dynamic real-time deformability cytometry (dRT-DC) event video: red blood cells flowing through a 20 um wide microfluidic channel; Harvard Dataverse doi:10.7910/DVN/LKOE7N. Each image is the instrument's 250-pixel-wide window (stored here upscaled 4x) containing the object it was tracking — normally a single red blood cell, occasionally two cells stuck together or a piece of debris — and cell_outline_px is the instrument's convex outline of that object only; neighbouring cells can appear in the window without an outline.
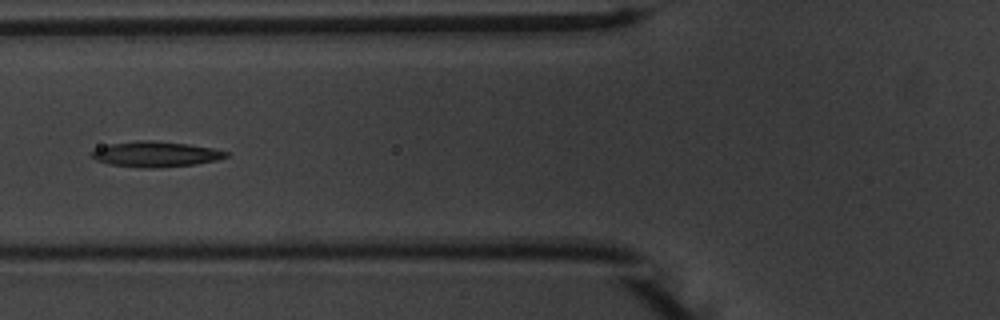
{"species": "common noctule bat (a hibernating species)", "species_latin": "Nyctalus noctula", "temperature_condition": "warm", "stored_images_in_passage": 53, "camera_frame_rate_fps": 3000, "um_per_image_px": 0.085, "animal": {"sex": "male", "body_mass_g": 20.1, "forearm_length_mm": 53.5}, "frame": {"image": 1, "passage_image": 20, "time_ms": 6.333, "image_size_px": [1000, 320], "cell_outline_px": [[228, 156], [216, 160], [196, 164], [160, 168], [140, 168], [108, 164], [96, 160], [88, 156], [96, 148], [108, 144], [136, 140], [152, 140], [188, 144], [212, 148], [228, 152]], "centroid_in_image_um": [13.17, 13.11], "position_along_channel_um": 112.6, "area_um2": 20.17}}
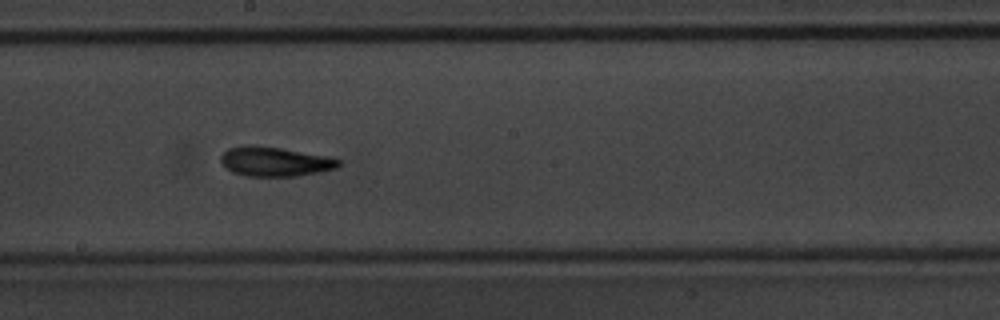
{"frame": {"image": 2, "passage_image": 29, "time_ms": 9.333, "image_size_px": [1000, 320], "cell_outline_px": [[340, 164], [336, 168], [320, 172], [296, 176], [244, 176], [232, 172], [220, 160], [220, 156], [228, 148], [252, 144], [256, 144], [328, 156], [340, 160]], "centroid_in_image_um": [23.36, 13.73], "position_along_channel_um": 224.8, "area_um2": 20.23}}
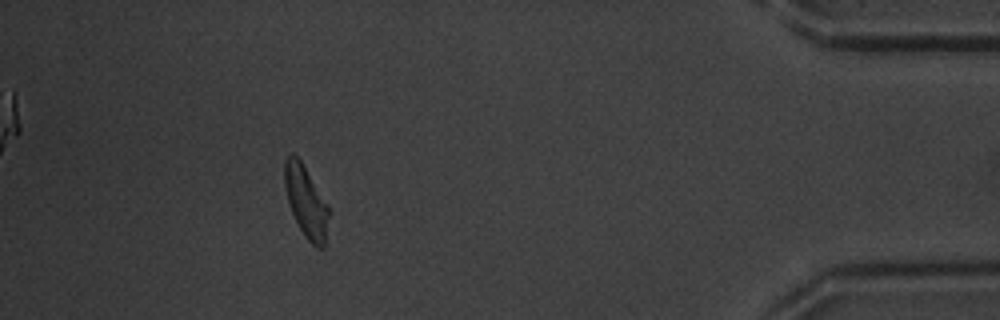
{"frame": {"image": 3, "passage_image": 48, "time_ms": 15.667, "image_size_px": [1000, 320], "cell_outline_px": [[328, 216], [324, 248], [316, 248], [304, 236], [292, 212], [288, 200], [284, 184], [284, 160], [292, 152], [300, 160], [328, 204]], "centroid_in_image_um": [26.0, 17.13], "position_along_channel_um": 409.2, "area_um2": 18.09}, "authors_computed_cell_mechanics": {"area_um2": 19.074, "velocity_mm_per_s": 3.7412, "shape_relaxation_time_tau1_ms": 5.0006, "shape_relaxation_time_tau2_ms": 4.5048, "deformation_change_tau1": 0.1599, "deformation_change_tau2": 0.135}}